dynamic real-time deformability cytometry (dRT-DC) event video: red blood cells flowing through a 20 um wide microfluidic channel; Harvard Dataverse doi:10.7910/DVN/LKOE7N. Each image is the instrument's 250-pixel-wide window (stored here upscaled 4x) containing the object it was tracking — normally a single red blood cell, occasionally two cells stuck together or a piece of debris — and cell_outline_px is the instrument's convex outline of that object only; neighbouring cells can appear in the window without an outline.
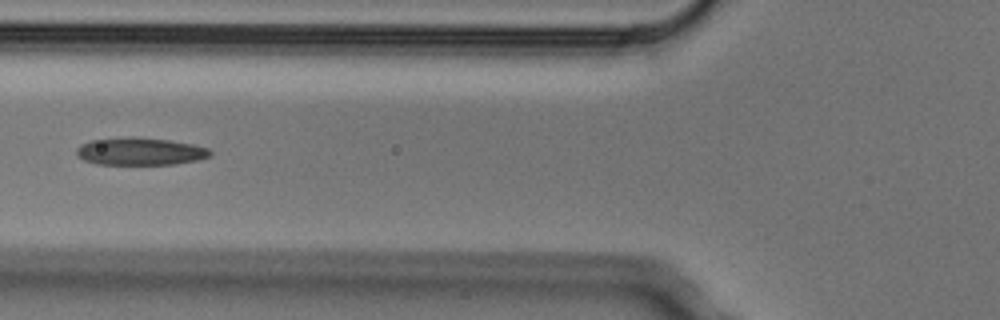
{"species": "Egyptian fruit bat (a non-hibernating species)", "species_latin": "Rousettus aegyptiacus", "temperature_condition": "cold", "stored_images_in_passage": 6, "camera_frame_rate_fps": 3000, "um_per_image_px": 0.085, "animal": {"sex": "male"}, "frame": {"image": 1, "passage_image": 6, "time_ms": 1.667, "image_size_px": [1000, 320], "cell_outline_px": [[212, 156], [196, 160], [176, 164], [96, 164], [84, 160], [76, 156], [76, 148], [80, 144], [92, 140], [128, 136], [132, 136], [168, 140], [192, 144], [208, 148], [212, 152]], "centroid_in_image_um": [11.89, 12.86], "position_along_channel_um": 113.9, "area_um2": 21.56}}